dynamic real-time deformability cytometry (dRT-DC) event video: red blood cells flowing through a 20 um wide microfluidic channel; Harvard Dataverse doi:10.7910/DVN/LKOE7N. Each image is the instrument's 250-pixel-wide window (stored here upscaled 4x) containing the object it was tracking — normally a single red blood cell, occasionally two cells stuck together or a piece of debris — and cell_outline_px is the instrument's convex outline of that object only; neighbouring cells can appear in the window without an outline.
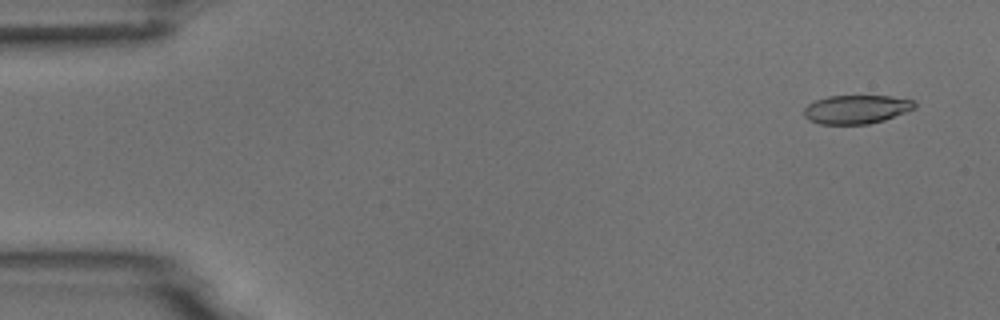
{"species": "common noctule bat (a hibernating species)", "species_latin": "Nyctalus noctula", "temperature_condition": "room temperature", "stored_images_in_passage": 6, "camera_frame_rate_fps": 3000, "um_per_image_px": 0.085, "animal": {"sex": "male", "body_mass_g": 18.8}, "frame": {"image": 1, "passage_image": 1, "time_ms": 0.0, "image_size_px": [1000, 320], "cell_outline_px": [[916, 108], [884, 120], [868, 124], [820, 124], [808, 120], [804, 116], [804, 108], [808, 104], [816, 100], [828, 96], [892, 96], [912, 100], [916, 104]], "centroid_in_image_um": [72.78, 9.29], "position_along_channel_um": 12.2, "area_um2": 18.5}}
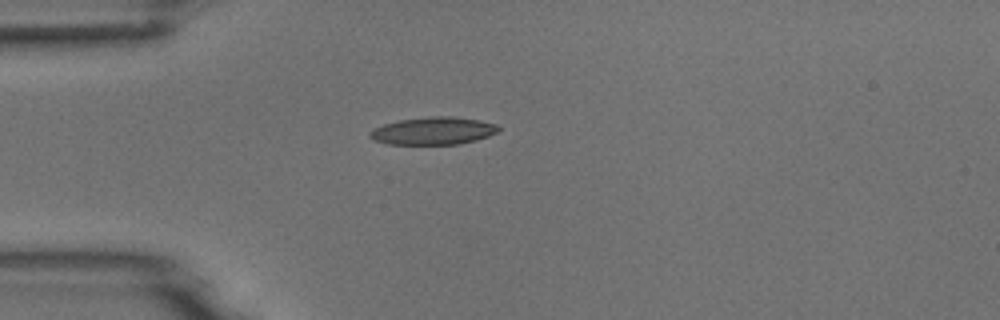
{"frame": {"image": 2, "passage_image": 4, "time_ms": 3.667, "image_size_px": [1000, 320], "cell_outline_px": [[500, 128], [496, 132], [488, 136], [476, 140], [460, 144], [388, 144], [372, 140], [368, 136], [368, 132], [372, 128], [384, 124], [400, 120], [432, 116], [452, 116], [480, 120], [496, 124]], "centroid_in_image_um": [36.79, 11.12], "position_along_channel_um": 48.2, "area_um2": 20.75}}